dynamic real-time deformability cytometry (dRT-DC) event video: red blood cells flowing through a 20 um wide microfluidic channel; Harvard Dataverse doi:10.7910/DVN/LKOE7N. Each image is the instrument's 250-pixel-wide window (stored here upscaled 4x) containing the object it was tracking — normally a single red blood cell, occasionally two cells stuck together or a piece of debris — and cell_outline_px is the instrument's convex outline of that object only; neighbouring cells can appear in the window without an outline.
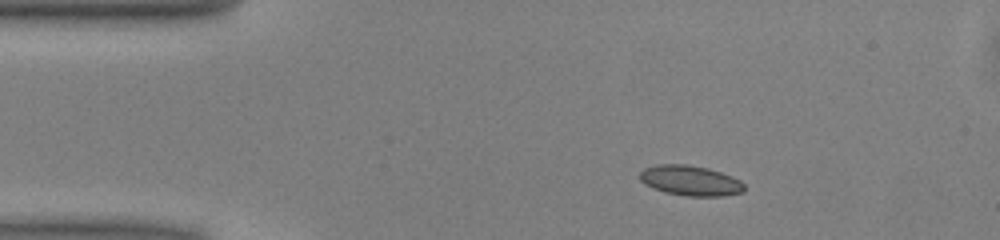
{"species": "common noctule bat (a hibernating species)", "species_latin": "Nyctalus noctula", "temperature_condition": "warm", "stored_images_in_passage": 43, "camera_frame_rate_fps": 3000, "um_per_image_px": 0.085, "animal": {"sex": "male", "body_mass_g": 13.0, "forearm_length_mm": 53.1}, "frame": {"image": 1, "passage_image": 1, "time_ms": 0.0, "image_size_px": [1000, 240], "cell_outline_px": [[744, 192], [724, 196], [688, 196], [664, 192], [652, 188], [644, 184], [640, 180], [640, 172], [644, 168], [656, 164], [688, 164], [708, 168], [732, 176], [740, 180], [744, 184]], "centroid_in_image_um": [58.67, 15.35], "position_along_channel_um": 26.3, "area_um2": 18.55}}
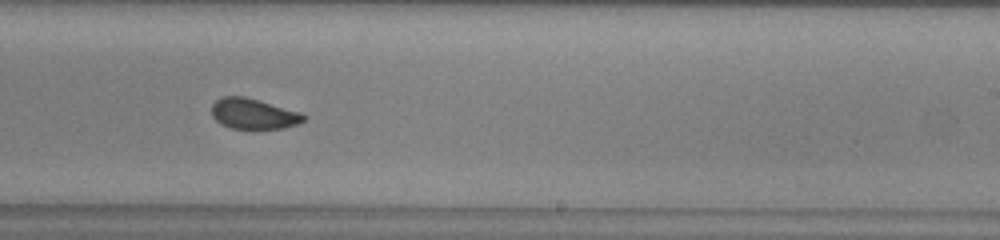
{"frame": {"image": 2, "passage_image": 23, "time_ms": 7.333, "image_size_px": [1000, 240], "cell_outline_px": [[304, 120], [296, 124], [284, 128], [232, 128], [220, 124], [212, 116], [212, 104], [216, 100], [224, 96], [244, 96], [260, 100], [300, 112], [304, 116]], "centroid_in_image_um": [21.51, 9.66], "position_along_channel_um": 267.5, "area_um2": 16.18}}
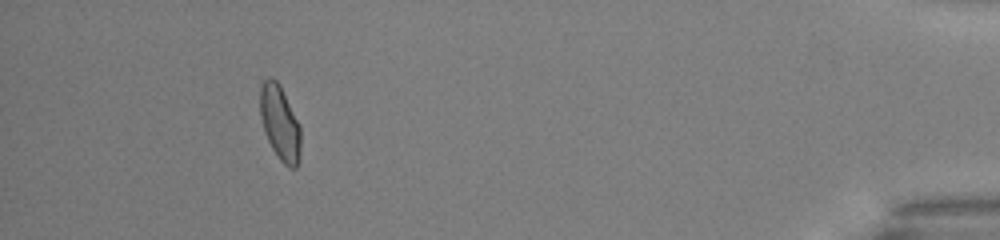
{"frame": {"image": 3, "passage_image": 39, "time_ms": 12.667, "image_size_px": [1000, 240], "cell_outline_px": [[300, 160], [296, 168], [288, 168], [280, 160], [272, 148], [264, 132], [260, 116], [260, 84], [268, 76], [272, 76], [280, 84], [300, 124]], "centroid_in_image_um": [23.79, 10.43], "position_along_channel_um": 411.4, "area_um2": 18.03}, "authors_computed_cell_mechanics": {"area_um2": 17.3978, "velocity_mm_per_s": 4.0306, "shape_relaxation_time_tau1_ms": 5.2621, "shape_relaxation_time_tau2_ms": null, "deformation_change_tau1": 0.1098, "deformation_change_tau2": null}}